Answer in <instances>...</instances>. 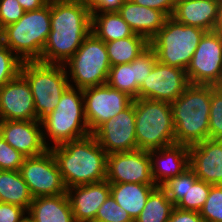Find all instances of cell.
Returning <instances> with one entry per match:
<instances>
[{
	"label": "cell",
	"instance_id": "obj_23",
	"mask_svg": "<svg viewBox=\"0 0 222 222\" xmlns=\"http://www.w3.org/2000/svg\"><path fill=\"white\" fill-rule=\"evenodd\" d=\"M27 214L29 222H75L67 193L33 198Z\"/></svg>",
	"mask_w": 222,
	"mask_h": 222
},
{
	"label": "cell",
	"instance_id": "obj_2",
	"mask_svg": "<svg viewBox=\"0 0 222 222\" xmlns=\"http://www.w3.org/2000/svg\"><path fill=\"white\" fill-rule=\"evenodd\" d=\"M50 150L66 189L106 179L108 154L92 134L50 147Z\"/></svg>",
	"mask_w": 222,
	"mask_h": 222
},
{
	"label": "cell",
	"instance_id": "obj_20",
	"mask_svg": "<svg viewBox=\"0 0 222 222\" xmlns=\"http://www.w3.org/2000/svg\"><path fill=\"white\" fill-rule=\"evenodd\" d=\"M152 177L156 186L180 175L189 168V146L173 144L150 150Z\"/></svg>",
	"mask_w": 222,
	"mask_h": 222
},
{
	"label": "cell",
	"instance_id": "obj_33",
	"mask_svg": "<svg viewBox=\"0 0 222 222\" xmlns=\"http://www.w3.org/2000/svg\"><path fill=\"white\" fill-rule=\"evenodd\" d=\"M199 213L205 222H222V185H211L209 195Z\"/></svg>",
	"mask_w": 222,
	"mask_h": 222
},
{
	"label": "cell",
	"instance_id": "obj_34",
	"mask_svg": "<svg viewBox=\"0 0 222 222\" xmlns=\"http://www.w3.org/2000/svg\"><path fill=\"white\" fill-rule=\"evenodd\" d=\"M94 222H134L111 194L98 209Z\"/></svg>",
	"mask_w": 222,
	"mask_h": 222
},
{
	"label": "cell",
	"instance_id": "obj_18",
	"mask_svg": "<svg viewBox=\"0 0 222 222\" xmlns=\"http://www.w3.org/2000/svg\"><path fill=\"white\" fill-rule=\"evenodd\" d=\"M189 167L199 180L222 185V140L206 139L189 146Z\"/></svg>",
	"mask_w": 222,
	"mask_h": 222
},
{
	"label": "cell",
	"instance_id": "obj_32",
	"mask_svg": "<svg viewBox=\"0 0 222 222\" xmlns=\"http://www.w3.org/2000/svg\"><path fill=\"white\" fill-rule=\"evenodd\" d=\"M22 63L23 61L0 41V88L20 73Z\"/></svg>",
	"mask_w": 222,
	"mask_h": 222
},
{
	"label": "cell",
	"instance_id": "obj_35",
	"mask_svg": "<svg viewBox=\"0 0 222 222\" xmlns=\"http://www.w3.org/2000/svg\"><path fill=\"white\" fill-rule=\"evenodd\" d=\"M25 156L10 146L0 135V170L19 171Z\"/></svg>",
	"mask_w": 222,
	"mask_h": 222
},
{
	"label": "cell",
	"instance_id": "obj_3",
	"mask_svg": "<svg viewBox=\"0 0 222 222\" xmlns=\"http://www.w3.org/2000/svg\"><path fill=\"white\" fill-rule=\"evenodd\" d=\"M212 85L190 84L173 102L175 144L191 146L209 139Z\"/></svg>",
	"mask_w": 222,
	"mask_h": 222
},
{
	"label": "cell",
	"instance_id": "obj_42",
	"mask_svg": "<svg viewBox=\"0 0 222 222\" xmlns=\"http://www.w3.org/2000/svg\"><path fill=\"white\" fill-rule=\"evenodd\" d=\"M168 222H205L199 212L175 207Z\"/></svg>",
	"mask_w": 222,
	"mask_h": 222
},
{
	"label": "cell",
	"instance_id": "obj_22",
	"mask_svg": "<svg viewBox=\"0 0 222 222\" xmlns=\"http://www.w3.org/2000/svg\"><path fill=\"white\" fill-rule=\"evenodd\" d=\"M219 0H177L171 17L188 26L213 31L218 18Z\"/></svg>",
	"mask_w": 222,
	"mask_h": 222
},
{
	"label": "cell",
	"instance_id": "obj_13",
	"mask_svg": "<svg viewBox=\"0 0 222 222\" xmlns=\"http://www.w3.org/2000/svg\"><path fill=\"white\" fill-rule=\"evenodd\" d=\"M106 180L109 183L156 185L149 151L136 149L107 155Z\"/></svg>",
	"mask_w": 222,
	"mask_h": 222
},
{
	"label": "cell",
	"instance_id": "obj_5",
	"mask_svg": "<svg viewBox=\"0 0 222 222\" xmlns=\"http://www.w3.org/2000/svg\"><path fill=\"white\" fill-rule=\"evenodd\" d=\"M51 0L1 30L0 41L21 61H39L51 31Z\"/></svg>",
	"mask_w": 222,
	"mask_h": 222
},
{
	"label": "cell",
	"instance_id": "obj_30",
	"mask_svg": "<svg viewBox=\"0 0 222 222\" xmlns=\"http://www.w3.org/2000/svg\"><path fill=\"white\" fill-rule=\"evenodd\" d=\"M107 84L137 99L139 87L136 84L135 59L131 63L111 66Z\"/></svg>",
	"mask_w": 222,
	"mask_h": 222
},
{
	"label": "cell",
	"instance_id": "obj_11",
	"mask_svg": "<svg viewBox=\"0 0 222 222\" xmlns=\"http://www.w3.org/2000/svg\"><path fill=\"white\" fill-rule=\"evenodd\" d=\"M19 171L33 198L61 195L67 191L50 149L39 156L25 157Z\"/></svg>",
	"mask_w": 222,
	"mask_h": 222
},
{
	"label": "cell",
	"instance_id": "obj_10",
	"mask_svg": "<svg viewBox=\"0 0 222 222\" xmlns=\"http://www.w3.org/2000/svg\"><path fill=\"white\" fill-rule=\"evenodd\" d=\"M190 84L222 86V37L206 32L186 69Z\"/></svg>",
	"mask_w": 222,
	"mask_h": 222
},
{
	"label": "cell",
	"instance_id": "obj_25",
	"mask_svg": "<svg viewBox=\"0 0 222 222\" xmlns=\"http://www.w3.org/2000/svg\"><path fill=\"white\" fill-rule=\"evenodd\" d=\"M91 32L104 42L132 36L134 32L117 11L91 12Z\"/></svg>",
	"mask_w": 222,
	"mask_h": 222
},
{
	"label": "cell",
	"instance_id": "obj_28",
	"mask_svg": "<svg viewBox=\"0 0 222 222\" xmlns=\"http://www.w3.org/2000/svg\"><path fill=\"white\" fill-rule=\"evenodd\" d=\"M175 205L167 193L157 186L149 195L144 209L134 222H168Z\"/></svg>",
	"mask_w": 222,
	"mask_h": 222
},
{
	"label": "cell",
	"instance_id": "obj_37",
	"mask_svg": "<svg viewBox=\"0 0 222 222\" xmlns=\"http://www.w3.org/2000/svg\"><path fill=\"white\" fill-rule=\"evenodd\" d=\"M156 62V53L150 45L135 58L136 84L138 87L149 76Z\"/></svg>",
	"mask_w": 222,
	"mask_h": 222
},
{
	"label": "cell",
	"instance_id": "obj_31",
	"mask_svg": "<svg viewBox=\"0 0 222 222\" xmlns=\"http://www.w3.org/2000/svg\"><path fill=\"white\" fill-rule=\"evenodd\" d=\"M209 139L222 140V86L212 85Z\"/></svg>",
	"mask_w": 222,
	"mask_h": 222
},
{
	"label": "cell",
	"instance_id": "obj_40",
	"mask_svg": "<svg viewBox=\"0 0 222 222\" xmlns=\"http://www.w3.org/2000/svg\"><path fill=\"white\" fill-rule=\"evenodd\" d=\"M133 3L159 10L171 17L177 0H131Z\"/></svg>",
	"mask_w": 222,
	"mask_h": 222
},
{
	"label": "cell",
	"instance_id": "obj_4",
	"mask_svg": "<svg viewBox=\"0 0 222 222\" xmlns=\"http://www.w3.org/2000/svg\"><path fill=\"white\" fill-rule=\"evenodd\" d=\"M40 121L43 139L49 149L90 135L85 118L82 89L69 85L56 108Z\"/></svg>",
	"mask_w": 222,
	"mask_h": 222
},
{
	"label": "cell",
	"instance_id": "obj_12",
	"mask_svg": "<svg viewBox=\"0 0 222 222\" xmlns=\"http://www.w3.org/2000/svg\"><path fill=\"white\" fill-rule=\"evenodd\" d=\"M85 118L92 134L101 124L133 103V98L107 83L82 90Z\"/></svg>",
	"mask_w": 222,
	"mask_h": 222
},
{
	"label": "cell",
	"instance_id": "obj_19",
	"mask_svg": "<svg viewBox=\"0 0 222 222\" xmlns=\"http://www.w3.org/2000/svg\"><path fill=\"white\" fill-rule=\"evenodd\" d=\"M75 222H94L98 209L110 195V183L100 182L70 187L66 191Z\"/></svg>",
	"mask_w": 222,
	"mask_h": 222
},
{
	"label": "cell",
	"instance_id": "obj_44",
	"mask_svg": "<svg viewBox=\"0 0 222 222\" xmlns=\"http://www.w3.org/2000/svg\"><path fill=\"white\" fill-rule=\"evenodd\" d=\"M213 31L222 37V0H219L218 18Z\"/></svg>",
	"mask_w": 222,
	"mask_h": 222
},
{
	"label": "cell",
	"instance_id": "obj_36",
	"mask_svg": "<svg viewBox=\"0 0 222 222\" xmlns=\"http://www.w3.org/2000/svg\"><path fill=\"white\" fill-rule=\"evenodd\" d=\"M174 205L186 195L188 190V169L173 178L168 179L160 186Z\"/></svg>",
	"mask_w": 222,
	"mask_h": 222
},
{
	"label": "cell",
	"instance_id": "obj_6",
	"mask_svg": "<svg viewBox=\"0 0 222 222\" xmlns=\"http://www.w3.org/2000/svg\"><path fill=\"white\" fill-rule=\"evenodd\" d=\"M137 148L156 150L175 144L172 109L168 102L135 99Z\"/></svg>",
	"mask_w": 222,
	"mask_h": 222
},
{
	"label": "cell",
	"instance_id": "obj_38",
	"mask_svg": "<svg viewBox=\"0 0 222 222\" xmlns=\"http://www.w3.org/2000/svg\"><path fill=\"white\" fill-rule=\"evenodd\" d=\"M24 13L18 0H0V29L17 22Z\"/></svg>",
	"mask_w": 222,
	"mask_h": 222
},
{
	"label": "cell",
	"instance_id": "obj_39",
	"mask_svg": "<svg viewBox=\"0 0 222 222\" xmlns=\"http://www.w3.org/2000/svg\"><path fill=\"white\" fill-rule=\"evenodd\" d=\"M27 210L13 204L0 202V222H27Z\"/></svg>",
	"mask_w": 222,
	"mask_h": 222
},
{
	"label": "cell",
	"instance_id": "obj_7",
	"mask_svg": "<svg viewBox=\"0 0 222 222\" xmlns=\"http://www.w3.org/2000/svg\"><path fill=\"white\" fill-rule=\"evenodd\" d=\"M206 32L168 17L164 26L149 41V45L154 49L157 61L186 70Z\"/></svg>",
	"mask_w": 222,
	"mask_h": 222
},
{
	"label": "cell",
	"instance_id": "obj_9",
	"mask_svg": "<svg viewBox=\"0 0 222 222\" xmlns=\"http://www.w3.org/2000/svg\"><path fill=\"white\" fill-rule=\"evenodd\" d=\"M63 65L70 79L69 85L82 90L106 84L111 68L105 42L92 32Z\"/></svg>",
	"mask_w": 222,
	"mask_h": 222
},
{
	"label": "cell",
	"instance_id": "obj_17",
	"mask_svg": "<svg viewBox=\"0 0 222 222\" xmlns=\"http://www.w3.org/2000/svg\"><path fill=\"white\" fill-rule=\"evenodd\" d=\"M0 135L25 157L39 156L49 149L43 139L40 120L0 121Z\"/></svg>",
	"mask_w": 222,
	"mask_h": 222
},
{
	"label": "cell",
	"instance_id": "obj_8",
	"mask_svg": "<svg viewBox=\"0 0 222 222\" xmlns=\"http://www.w3.org/2000/svg\"><path fill=\"white\" fill-rule=\"evenodd\" d=\"M20 73L30 85L36 116L41 120L56 108L69 86L66 69L62 64L25 61Z\"/></svg>",
	"mask_w": 222,
	"mask_h": 222
},
{
	"label": "cell",
	"instance_id": "obj_16",
	"mask_svg": "<svg viewBox=\"0 0 222 222\" xmlns=\"http://www.w3.org/2000/svg\"><path fill=\"white\" fill-rule=\"evenodd\" d=\"M3 120H39L30 85L21 73L0 88V121Z\"/></svg>",
	"mask_w": 222,
	"mask_h": 222
},
{
	"label": "cell",
	"instance_id": "obj_27",
	"mask_svg": "<svg viewBox=\"0 0 222 222\" xmlns=\"http://www.w3.org/2000/svg\"><path fill=\"white\" fill-rule=\"evenodd\" d=\"M111 66L131 63L148 46L149 41L139 34L105 42Z\"/></svg>",
	"mask_w": 222,
	"mask_h": 222
},
{
	"label": "cell",
	"instance_id": "obj_41",
	"mask_svg": "<svg viewBox=\"0 0 222 222\" xmlns=\"http://www.w3.org/2000/svg\"><path fill=\"white\" fill-rule=\"evenodd\" d=\"M91 12L117 11L125 0H84Z\"/></svg>",
	"mask_w": 222,
	"mask_h": 222
},
{
	"label": "cell",
	"instance_id": "obj_14",
	"mask_svg": "<svg viewBox=\"0 0 222 222\" xmlns=\"http://www.w3.org/2000/svg\"><path fill=\"white\" fill-rule=\"evenodd\" d=\"M190 85L186 70L156 62L139 87L138 98L175 101Z\"/></svg>",
	"mask_w": 222,
	"mask_h": 222
},
{
	"label": "cell",
	"instance_id": "obj_26",
	"mask_svg": "<svg viewBox=\"0 0 222 222\" xmlns=\"http://www.w3.org/2000/svg\"><path fill=\"white\" fill-rule=\"evenodd\" d=\"M1 202L20 206L28 211L33 196L20 171L0 170Z\"/></svg>",
	"mask_w": 222,
	"mask_h": 222
},
{
	"label": "cell",
	"instance_id": "obj_43",
	"mask_svg": "<svg viewBox=\"0 0 222 222\" xmlns=\"http://www.w3.org/2000/svg\"><path fill=\"white\" fill-rule=\"evenodd\" d=\"M25 12L39 9L45 6L49 0H18Z\"/></svg>",
	"mask_w": 222,
	"mask_h": 222
},
{
	"label": "cell",
	"instance_id": "obj_15",
	"mask_svg": "<svg viewBox=\"0 0 222 222\" xmlns=\"http://www.w3.org/2000/svg\"><path fill=\"white\" fill-rule=\"evenodd\" d=\"M92 135L107 154L138 149L135 133V99L128 108L101 124Z\"/></svg>",
	"mask_w": 222,
	"mask_h": 222
},
{
	"label": "cell",
	"instance_id": "obj_24",
	"mask_svg": "<svg viewBox=\"0 0 222 222\" xmlns=\"http://www.w3.org/2000/svg\"><path fill=\"white\" fill-rule=\"evenodd\" d=\"M156 185L139 183H110V194L134 221L146 205Z\"/></svg>",
	"mask_w": 222,
	"mask_h": 222
},
{
	"label": "cell",
	"instance_id": "obj_1",
	"mask_svg": "<svg viewBox=\"0 0 222 222\" xmlns=\"http://www.w3.org/2000/svg\"><path fill=\"white\" fill-rule=\"evenodd\" d=\"M91 16L84 0H51V31L39 62L66 63L90 34Z\"/></svg>",
	"mask_w": 222,
	"mask_h": 222
},
{
	"label": "cell",
	"instance_id": "obj_29",
	"mask_svg": "<svg viewBox=\"0 0 222 222\" xmlns=\"http://www.w3.org/2000/svg\"><path fill=\"white\" fill-rule=\"evenodd\" d=\"M212 184L199 180L194 171L188 168V190L186 195L175 205L182 210L200 212L210 192Z\"/></svg>",
	"mask_w": 222,
	"mask_h": 222
},
{
	"label": "cell",
	"instance_id": "obj_21",
	"mask_svg": "<svg viewBox=\"0 0 222 222\" xmlns=\"http://www.w3.org/2000/svg\"><path fill=\"white\" fill-rule=\"evenodd\" d=\"M117 12L135 34L144 36L148 41L164 26L168 18L159 10L137 5L131 0H125Z\"/></svg>",
	"mask_w": 222,
	"mask_h": 222
}]
</instances>
